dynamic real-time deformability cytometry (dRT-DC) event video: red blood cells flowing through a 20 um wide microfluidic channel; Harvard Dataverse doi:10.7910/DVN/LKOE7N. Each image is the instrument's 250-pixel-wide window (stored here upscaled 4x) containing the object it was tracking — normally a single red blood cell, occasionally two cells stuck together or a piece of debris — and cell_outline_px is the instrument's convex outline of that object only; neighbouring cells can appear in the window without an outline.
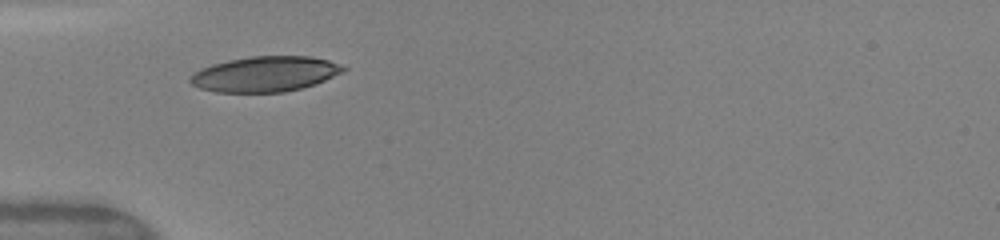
{"species": "human", "species_latin": "Homo sapiens", "temperature_condition": "warm", "stored_images_in_passage": 16, "camera_frame_rate_fps": 3000, "um_per_image_px": 0.085, "donor": {"sex": "female"}, "frame": {"image": 1, "passage_image": 1, "time_ms": 0.0, "image_size_px": [1000, 240], "cell_outline_px": [[348, 68], [344, 72], [316, 84], [284, 92], [216, 92], [200, 88], [192, 84], [188, 80], [200, 68], [212, 64], [228, 60], [252, 56], [312, 56], [328, 60], [340, 64]], "centroid_in_image_um": [22.57, 6.29], "position_along_channel_um": 62.4, "area_um2": 31.56}}
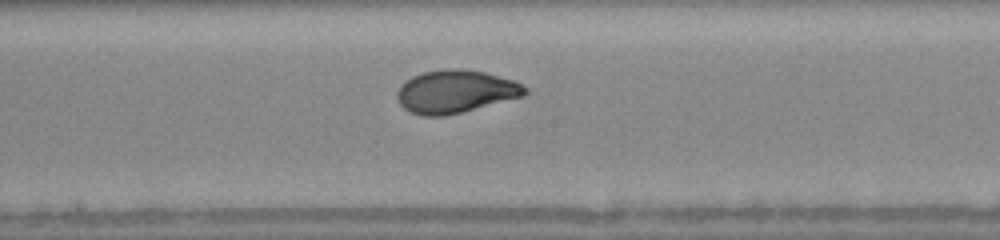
{"frame": {"image": 2, "passage_image": 7, "time_ms": 3.667, "image_size_px": [1000, 240], "cell_outline_px": [[528, 92], [524, 96], [444, 116], [424, 116], [408, 112], [400, 104], [396, 96], [396, 92], [400, 84], [404, 80], [412, 76], [424, 72], [444, 68], [460, 68], [484, 72], [516, 80], [528, 88]], "centroid_in_image_um": [38.7, 7.77], "position_along_channel_um": 209.5, "area_um2": 32.25}}
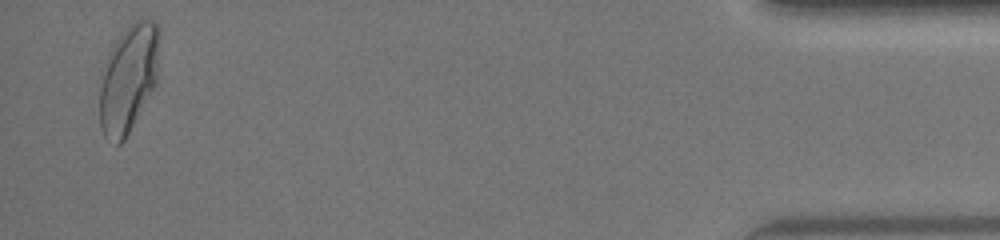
{"frame": {"image": 3, "passage_image": 16, "time_ms": 10.667, "image_size_px": [1000, 240], "cell_outline_px": [[160, 28], [156, 84], [124, 140], [120, 144], [116, 144], [104, 136], [100, 128], [100, 88], [104, 64], [116, 40], [136, 20], [156, 20]], "centroid_in_image_um": [10.93, 6.67], "position_along_channel_um": 424.3, "area_um2": 37.11}, "authors_computed_cell_mechanics": {"area_um2": 31.8189, "velocity_mm_per_s": 4.1046, "shape_relaxation_time_tau1_ms": 3.4878, "shape_relaxation_time_tau2_ms": null, "deformation_change_tau1": 0.169, "deformation_change_tau2": null}}